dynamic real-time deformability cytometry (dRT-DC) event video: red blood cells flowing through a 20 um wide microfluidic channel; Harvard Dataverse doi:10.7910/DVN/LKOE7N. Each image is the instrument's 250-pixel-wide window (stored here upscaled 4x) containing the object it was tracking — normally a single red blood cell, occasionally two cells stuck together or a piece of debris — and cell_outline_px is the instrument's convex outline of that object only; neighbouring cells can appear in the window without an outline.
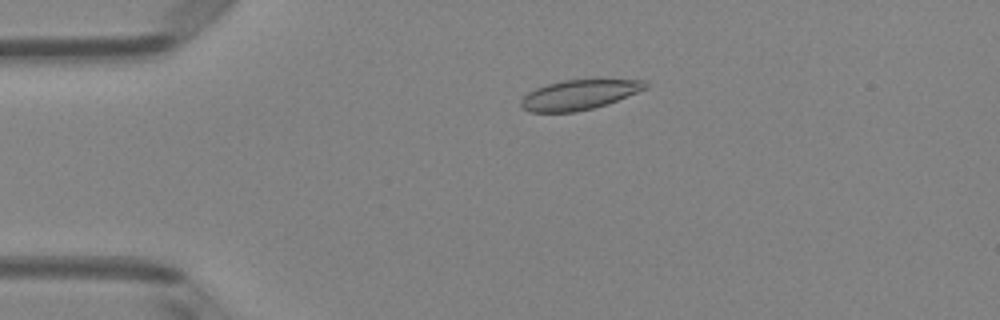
{"species": "Egyptian fruit bat (a non-hibernating species)", "species_latin": "Rousettus aegyptiacus", "temperature_condition": "room temperature", "stored_images_in_passage": 51, "camera_frame_rate_fps": 3000, "um_per_image_px": 0.085, "animal": {"sex": "female"}, "frame": {"image": 1, "passage_image": 11, "time_ms": 3.333, "image_size_px": [1000, 320], "cell_outline_px": [[648, 88], [608, 104], [576, 112], [532, 112], [520, 108], [520, 100], [528, 92], [536, 88], [548, 84], [564, 80], [596, 76], [644, 80], [648, 84]], "centroid_in_image_um": [49.31, 7.99], "position_along_channel_um": 35.7, "area_um2": 22.72}}
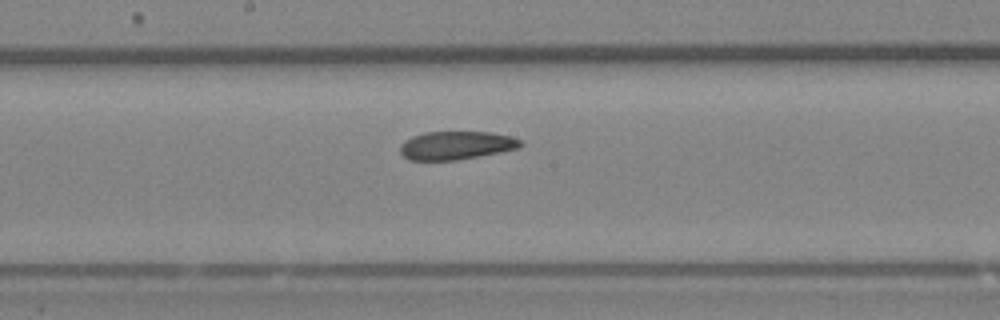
{"frame": {"image": 2, "passage_image": 27, "time_ms": 8.667, "image_size_px": [1000, 320], "cell_outline_px": [[524, 144], [520, 148], [500, 152], [456, 160], [408, 160], [400, 152], [400, 144], [404, 140], [412, 136], [424, 132], [488, 132], [512, 136], [520, 140]], "centroid_in_image_um": [38.77, 12.35], "position_along_channel_um": 209.4, "area_um2": 19.94}}
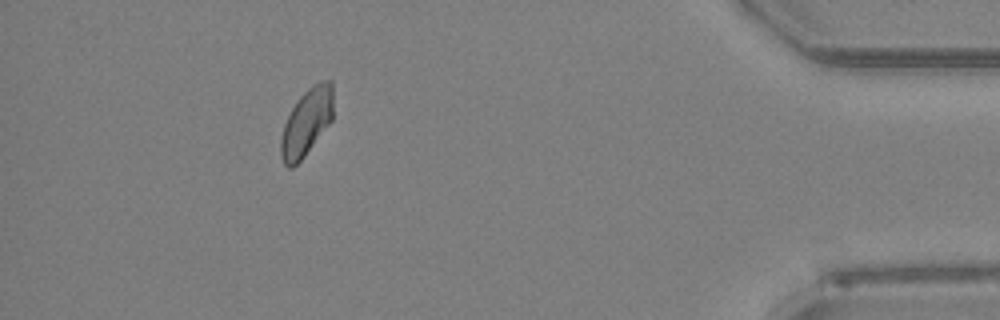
{"frame": {"image": 3, "passage_image": 46, "time_ms": 15.0, "image_size_px": [1000, 320], "cell_outline_px": [[332, 120], [304, 156], [292, 168], [288, 168], [284, 164], [280, 156], [280, 140], [284, 124], [296, 100], [312, 84], [320, 80], [332, 80]], "centroid_in_image_um": [26.04, 10.38], "position_along_channel_um": 409.2, "area_um2": 20.4}, "authors_computed_cell_mechanics": {"area_um2": 20.9236, "velocity_mm_per_s": 3.9863, "shape_relaxation_time_tau1_ms": null, "shape_relaxation_time_tau2_ms": 5.9772, "deformation_change_tau1": null, "deformation_change_tau2": 0.0734}}